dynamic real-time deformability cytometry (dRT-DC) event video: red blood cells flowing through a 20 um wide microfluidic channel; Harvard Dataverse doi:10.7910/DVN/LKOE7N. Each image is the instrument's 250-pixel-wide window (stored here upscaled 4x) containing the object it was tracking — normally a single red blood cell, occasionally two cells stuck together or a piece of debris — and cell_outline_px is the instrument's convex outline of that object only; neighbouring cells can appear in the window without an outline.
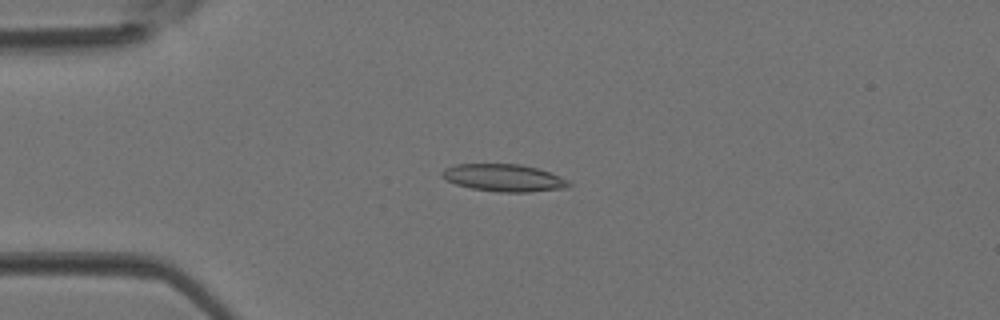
{"species": "Egyptian fruit bat (a non-hibernating species)", "species_latin": "Rousettus aegyptiacus", "temperature_condition": "room temperature", "stored_images_in_passage": 42, "camera_frame_rate_fps": 3000, "um_per_image_px": 0.085, "animal": {"sex": "female"}, "frame": {"image": 1, "passage_image": 11, "time_ms": 3.333, "image_size_px": [1000, 320], "cell_outline_px": [[572, 184], [568, 188], [528, 192], [500, 192], [472, 188], [456, 184], [448, 180], [444, 176], [444, 168], [456, 164], [520, 164], [536, 168], [560, 176], [568, 180]], "centroid_in_image_um": [42.89, 15.12], "position_along_channel_um": 42.1, "area_um2": 19.94}}
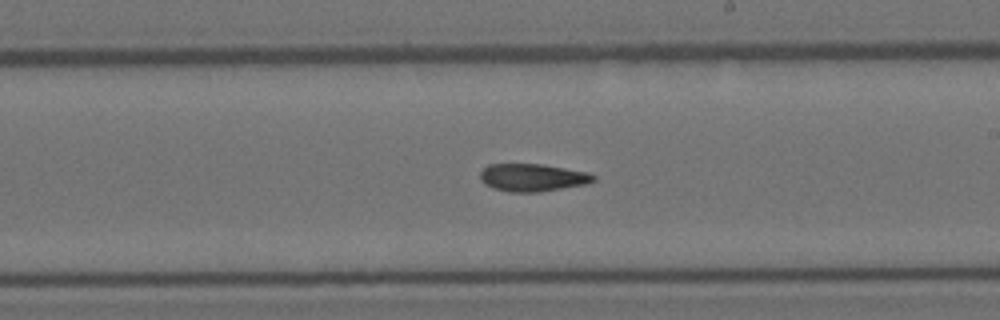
{"frame": {"image": 2, "passage_image": 25, "time_ms": 8.0, "image_size_px": [1000, 320], "cell_outline_px": [[596, 180], [588, 184], [540, 192], [508, 192], [492, 188], [484, 184], [480, 180], [480, 172], [488, 164], [540, 164], [588, 172], [596, 176]], "centroid_in_image_um": [45.26, 15.1], "position_along_channel_um": 243.7, "area_um2": 18.44}}
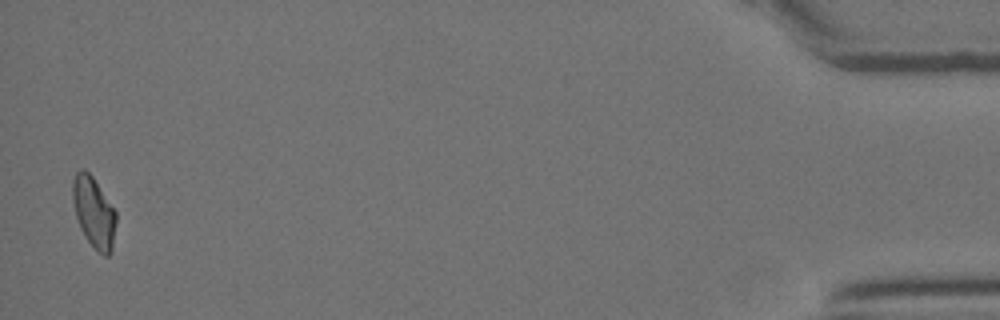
{"frame": {"image": 3, "passage_image": 42, "time_ms": 13.667, "image_size_px": [1000, 320], "cell_outline_px": [[116, 220], [112, 252], [108, 256], [104, 256], [84, 236], [80, 228], [76, 216], [72, 200], [72, 180], [76, 172], [80, 168], [84, 168], [92, 176], [116, 212]], "centroid_in_image_um": [7.96, 18.02], "position_along_channel_um": 427.2, "area_um2": 17.8}}